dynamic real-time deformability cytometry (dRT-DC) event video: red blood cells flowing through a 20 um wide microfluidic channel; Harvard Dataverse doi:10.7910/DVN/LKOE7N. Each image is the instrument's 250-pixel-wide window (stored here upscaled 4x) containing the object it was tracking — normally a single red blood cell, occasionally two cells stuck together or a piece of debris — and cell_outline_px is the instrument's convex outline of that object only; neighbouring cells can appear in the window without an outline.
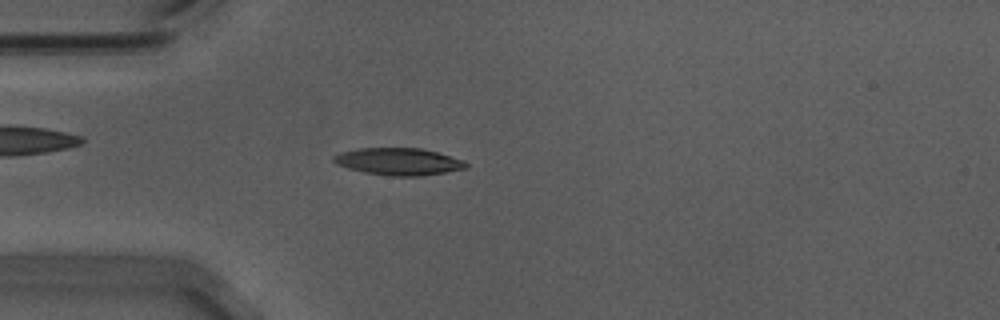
{"species": "Egyptian fruit bat (a non-hibernating species)", "species_latin": "Rousettus aegyptiacus", "temperature_condition": "warm", "stored_images_in_passage": 55, "camera_frame_rate_fps": 3000, "um_per_image_px": 0.085, "animal": {"sex": "male"}, "frame": {"image": 1, "passage_image": 15, "time_ms": 4.667, "image_size_px": [1000, 320], "cell_outline_px": [[468, 168], [420, 176], [392, 176], [364, 172], [348, 168], [336, 164], [332, 160], [332, 156], [340, 152], [356, 148], [420, 148], [436, 152], [464, 160], [468, 164]], "centroid_in_image_um": [33.85, 13.73], "position_along_channel_um": 51.1, "area_um2": 20.92}}
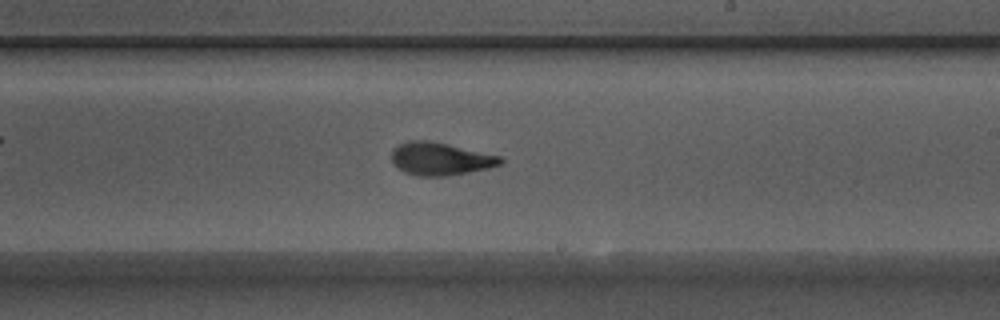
{"frame": {"image": 2, "passage_image": 32, "time_ms": 10.333, "image_size_px": [1000, 320], "cell_outline_px": [[504, 164], [488, 168], [448, 176], [416, 176], [404, 172], [392, 160], [392, 148], [408, 140], [428, 140], [448, 144], [500, 156], [504, 160]], "centroid_in_image_um": [37.44, 13.5], "position_along_channel_um": 251.6, "area_um2": 20.75}}
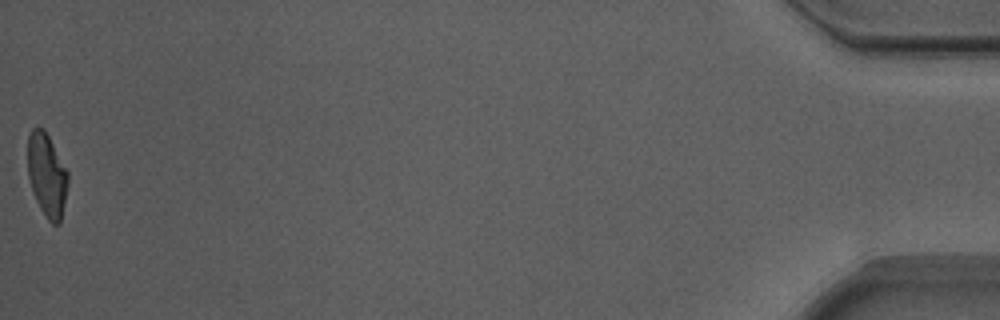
{"frame": {"image": 3, "passage_image": 55, "time_ms": 18.0, "image_size_px": [1000, 320], "cell_outline_px": [[68, 184], [60, 224], [52, 224], [48, 220], [40, 208], [36, 200], [28, 176], [28, 136], [32, 128], [44, 128], [68, 172]], "centroid_in_image_um": [3.99, 14.88], "position_along_channel_um": 431.2, "area_um2": 19.36}, "authors_computed_cell_mechanics": {"area_um2": 20.23, "velocity_mm_per_s": 3.7089, "shape_relaxation_time_tau1_ms": 3.3718, "shape_relaxation_time_tau2_ms": 1.7099, "deformation_change_tau1": 0.184, "deformation_change_tau2": 0.101}}